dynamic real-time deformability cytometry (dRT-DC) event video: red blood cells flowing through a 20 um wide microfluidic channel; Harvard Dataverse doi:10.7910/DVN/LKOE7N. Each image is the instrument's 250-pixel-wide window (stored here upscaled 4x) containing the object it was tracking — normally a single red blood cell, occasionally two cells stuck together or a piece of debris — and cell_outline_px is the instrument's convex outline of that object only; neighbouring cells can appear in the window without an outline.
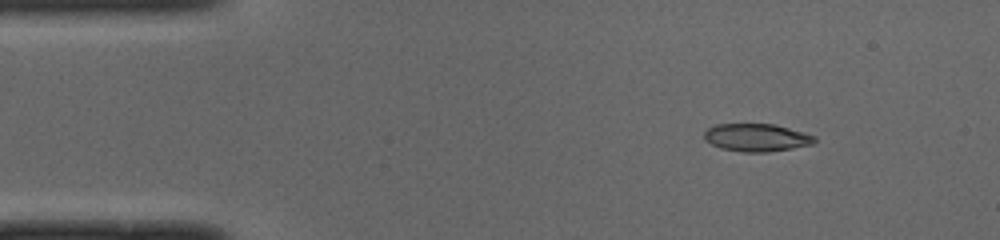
{"species": "common noctule bat (a hibernating species)", "species_latin": "Nyctalus noctula", "temperature_condition": "cold", "stored_images_in_passage": 44, "camera_frame_rate_fps": 3000, "um_per_image_px": 0.085, "animal": {"sex": "male", "body_mass_g": 19.0, "forearm_length_mm": 50.8}, "frame": {"image": 1, "passage_image": 1, "time_ms": 0.0, "image_size_px": [1000, 240], "cell_outline_px": [[816, 140], [812, 144], [792, 148], [768, 152], [744, 152], [720, 148], [704, 140], [704, 132], [708, 128], [716, 124], [776, 124], [804, 132], [816, 136]], "centroid_in_image_um": [64.31, 11.69], "position_along_channel_um": 20.7, "area_um2": 17.92}}
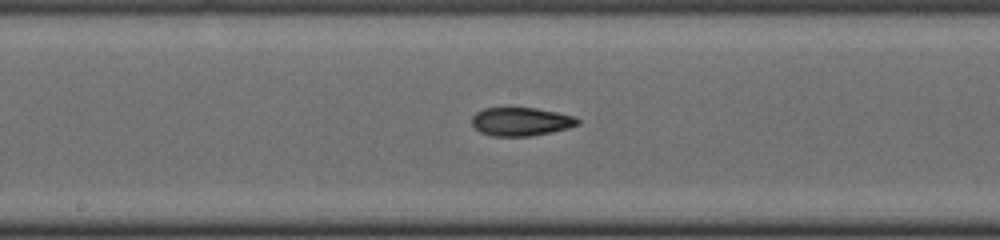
{"frame": {"image": 2, "passage_image": 20, "time_ms": 6.333, "image_size_px": [1000, 240], "cell_outline_px": [[580, 124], [568, 128], [552, 132], [528, 136], [492, 136], [480, 132], [472, 124], [472, 116], [476, 112], [484, 108], [536, 108], [576, 116], [580, 120]], "centroid_in_image_um": [44.3, 10.33], "position_along_channel_um": 203.9, "area_um2": 17.57}}
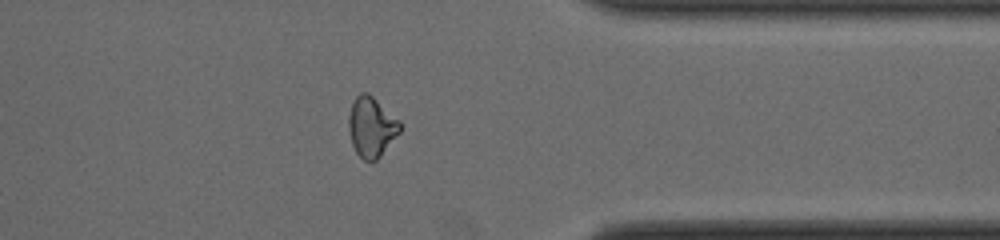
{"frame": {"image": 3, "passage_image": 34, "time_ms": 11.0, "image_size_px": [1000, 240], "cell_outline_px": [[400, 132], [380, 156], [376, 160], [364, 160], [356, 152], [352, 144], [348, 128], [348, 116], [352, 104], [356, 96], [360, 92], [368, 92], [400, 120]], "centroid_in_image_um": [31.57, 10.76], "position_along_channel_um": 379.8, "area_um2": 17.86}, "authors_computed_cell_mechanics": {"area_um2": 17.9469, "velocity_mm_per_s": 4.0014, "shape_relaxation_time_tau1_ms": null, "shape_relaxation_time_tau2_ms": 3.3616, "deformation_change_tau1": null, "deformation_change_tau2": 0.0968}}